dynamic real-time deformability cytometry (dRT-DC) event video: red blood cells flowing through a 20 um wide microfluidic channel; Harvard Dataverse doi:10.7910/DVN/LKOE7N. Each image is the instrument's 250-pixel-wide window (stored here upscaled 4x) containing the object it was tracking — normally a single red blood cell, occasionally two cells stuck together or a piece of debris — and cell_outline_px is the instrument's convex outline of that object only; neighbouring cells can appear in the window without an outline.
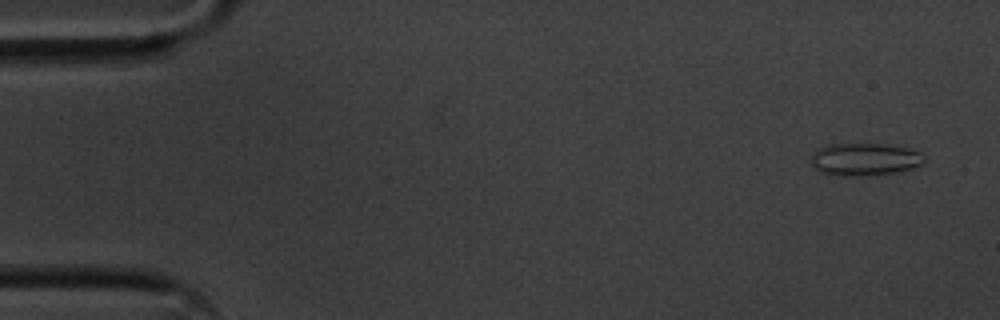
{"species": "common noctule bat (a hibernating species)", "species_latin": "Nyctalus noctula", "temperature_condition": "cold", "stored_images_in_passage": 5, "camera_frame_rate_fps": 3000, "um_per_image_px": 0.085, "animal": {"sex": "male", "body_mass_g": 20.1, "forearm_length_mm": 53.5}, "frame": {"image": 1, "passage_image": 1, "time_ms": 0.0, "image_size_px": [1000, 320], "cell_outline_px": [[924, 160], [920, 164], [896, 172], [868, 176], [840, 176], [820, 172], [812, 168], [808, 164], [808, 156], [820, 148], [828, 144], [880, 144], [904, 148], [920, 152], [924, 156]], "centroid_in_image_um": [73.36, 13.56], "position_along_channel_um": 11.6, "area_um2": 21.56}}
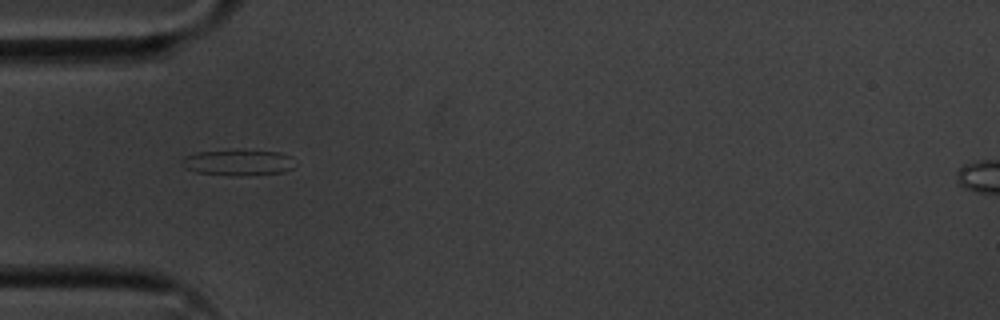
{"frame": {"image": 2, "passage_image": 5, "time_ms": 1.333, "image_size_px": [1000, 320], "cell_outline_px": [[292, 168], [284, 172], [240, 176], [236, 176], [196, 172], [184, 168], [180, 164], [184, 156], [196, 152], [280, 152], [288, 156]], "centroid_in_image_um": [20.14, 13.86], "position_along_channel_um": 64.9, "area_um2": 16.24}}